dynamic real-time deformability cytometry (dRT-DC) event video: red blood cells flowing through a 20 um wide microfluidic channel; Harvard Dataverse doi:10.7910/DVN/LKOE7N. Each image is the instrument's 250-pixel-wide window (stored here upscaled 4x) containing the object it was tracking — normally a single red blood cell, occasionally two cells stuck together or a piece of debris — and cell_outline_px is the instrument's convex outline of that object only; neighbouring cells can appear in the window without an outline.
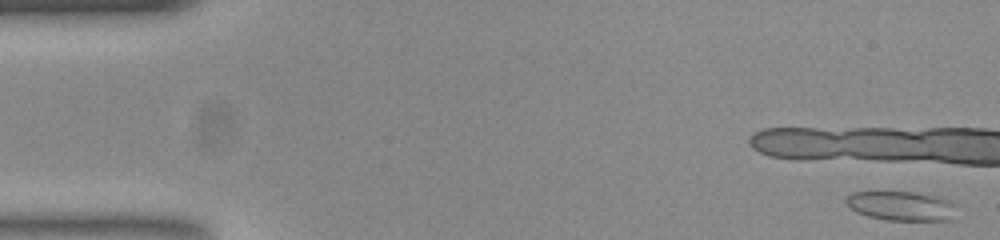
{"species": "common noctule bat (a hibernating species)", "species_latin": "Nyctalus noctula", "temperature_condition": "room temperature", "stored_images_in_passage": 9, "camera_frame_rate_fps": 3000, "um_per_image_px": 0.085, "animal": {"sex": "female", "body_mass_g": 23.0, "forearm_length_mm": 53.4}, "frame": {"image": 1, "passage_image": 2, "time_ms": 0.333, "image_size_px": [1000, 240], "cell_outline_px": [[956, 204], [948, 220], [888, 220], [868, 216], [856, 212], [844, 200], [852, 192], [912, 192], [936, 196], [952, 200]], "centroid_in_image_um": [76.59, 17.49], "position_along_channel_um": 8.4, "area_um2": 18.61}}